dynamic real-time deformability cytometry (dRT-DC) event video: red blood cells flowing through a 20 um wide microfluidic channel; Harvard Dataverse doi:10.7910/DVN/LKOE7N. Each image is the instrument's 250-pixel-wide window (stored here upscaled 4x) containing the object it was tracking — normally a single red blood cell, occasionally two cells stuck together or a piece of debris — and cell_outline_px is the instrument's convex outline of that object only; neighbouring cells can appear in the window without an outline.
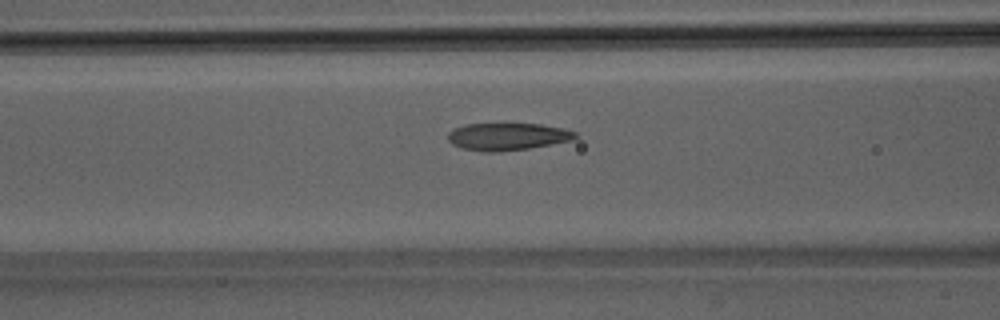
{"species": "Egyptian fruit bat (a non-hibernating species)", "species_latin": "Rousettus aegyptiacus", "temperature_condition": "room temperature", "stored_images_in_passage": 36, "camera_frame_rate_fps": 3000, "um_per_image_px": 0.085, "animal": {"sex": "male"}, "frame": {"image": 1, "passage_image": 6, "time_ms": 1.667, "image_size_px": [1000, 320], "cell_outline_px": [[580, 136], [572, 140], [528, 148], [500, 152], [484, 152], [460, 148], [452, 144], [448, 140], [448, 132], [452, 128], [464, 124], [540, 124], [564, 128], [576, 132]], "centroid_in_image_um": [43.11, 11.61], "position_along_channel_um": 123.5, "area_um2": 20.46}}
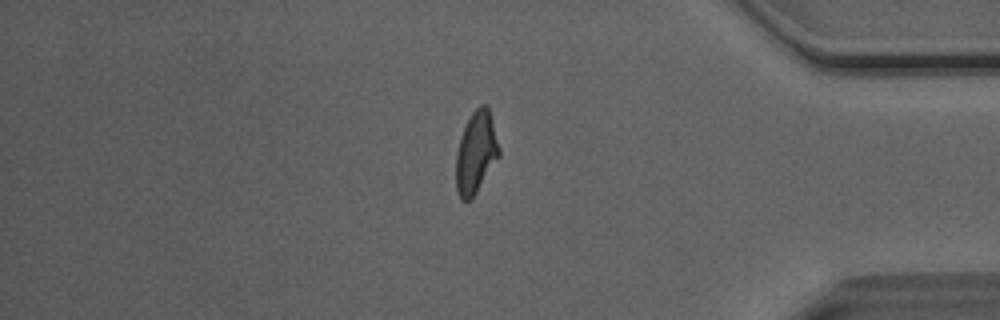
{"frame": {"image": 2, "passage_image": 28, "time_ms": 9.0, "image_size_px": [1000, 320], "cell_outline_px": [[500, 156], [472, 200], [460, 200], [456, 188], [456, 152], [460, 136], [472, 112], [480, 104], [488, 104], [500, 148]], "centroid_in_image_um": [40.47, 12.98], "position_along_channel_um": 394.7, "area_um2": 20.87}}
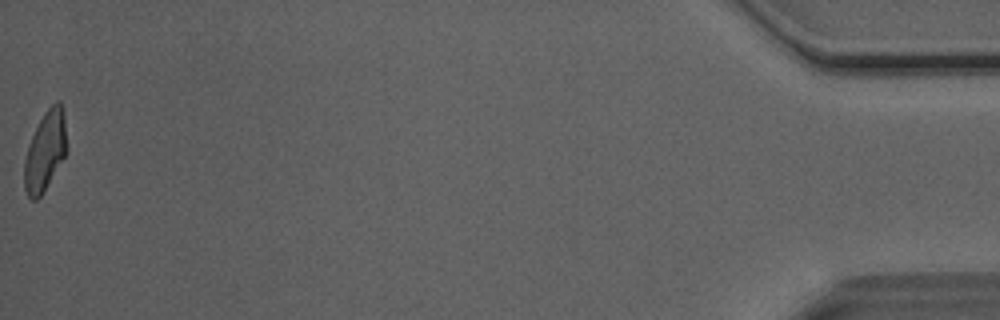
{"frame": {"image": 3, "passage_image": 36, "time_ms": 11.667, "image_size_px": [1000, 320], "cell_outline_px": [[68, 152], [40, 196], [36, 200], [32, 200], [28, 196], [24, 188], [24, 160], [28, 144], [44, 112], [56, 100], [60, 100], [64, 112]], "centroid_in_image_um": [3.86, 12.81], "position_along_channel_um": 431.3, "area_um2": 19.83}, "authors_computed_cell_mechanics": {"area_um2": 20.4323, "velocity_mm_per_s": 4.0745, "shape_relaxation_time_tau1_ms": 3.8144, "shape_relaxation_time_tau2_ms": 1.3337, "deformation_change_tau1": 0.183, "deformation_change_tau2": 0.0912}}